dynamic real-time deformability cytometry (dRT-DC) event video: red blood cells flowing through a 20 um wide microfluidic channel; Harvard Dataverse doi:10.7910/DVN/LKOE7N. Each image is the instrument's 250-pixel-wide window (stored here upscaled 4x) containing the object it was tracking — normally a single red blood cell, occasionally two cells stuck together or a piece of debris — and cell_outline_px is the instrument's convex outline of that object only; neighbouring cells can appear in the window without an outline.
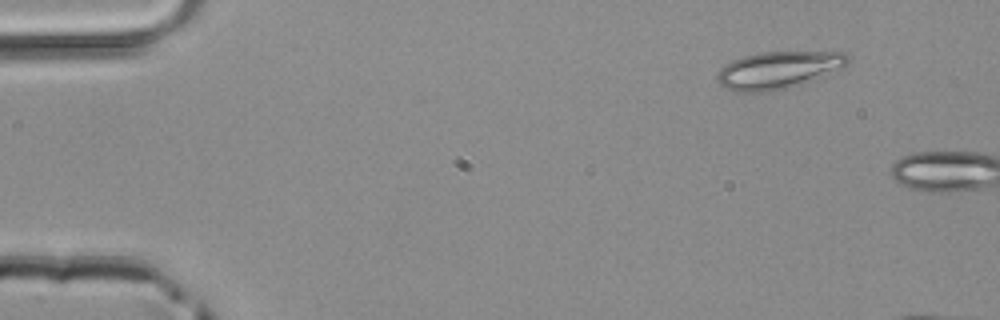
{"species": "common noctule bat (a hibernating species)", "species_latin": "Nyctalus noctula", "temperature_condition": "room temperature", "stored_images_in_passage": 2, "camera_frame_rate_fps": 3000, "um_per_image_px": 0.085, "animal": {"sex": "male", "body_mass_g": 20.4}, "frame": {"image": 1, "passage_image": 1, "time_ms": 0.0, "image_size_px": [1000, 320], "cell_outline_px": [[848, 60], [844, 64], [824, 76], [804, 84], [772, 92], [736, 92], [724, 88], [716, 80], [716, 76], [720, 68], [724, 64], [732, 60], [744, 56], [760, 52], [844, 52], [848, 56]], "centroid_in_image_um": [66.07, 5.97], "position_along_channel_um": 18.9, "area_um2": 28.44}}